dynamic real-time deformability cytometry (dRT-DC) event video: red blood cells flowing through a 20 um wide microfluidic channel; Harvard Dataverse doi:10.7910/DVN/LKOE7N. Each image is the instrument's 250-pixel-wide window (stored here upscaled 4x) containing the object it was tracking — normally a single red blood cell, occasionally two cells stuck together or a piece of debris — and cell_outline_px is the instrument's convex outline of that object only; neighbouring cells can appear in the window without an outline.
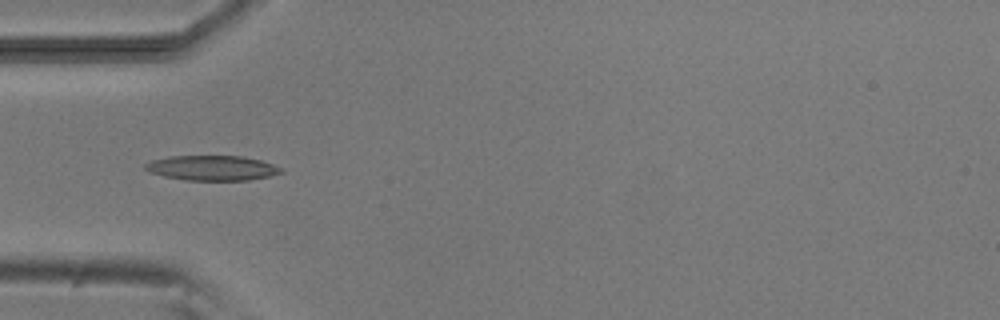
{"species": "common noctule bat (a hibernating species)", "species_latin": "Nyctalus noctula", "temperature_condition": "room temperature", "stored_images_in_passage": 8, "camera_frame_rate_fps": 3000, "um_per_image_px": 0.085, "animal": {"sex": "male", "body_mass_g": 20.5, "forearm_length_mm": 52.5}, "frame": {"image": 1, "passage_image": 6, "time_ms": 4.333, "image_size_px": [1000, 320], "cell_outline_px": [[284, 172], [268, 176], [248, 180], [184, 180], [164, 176], [148, 172], [144, 168], [144, 164], [152, 160], [168, 156], [240, 156], [260, 160], [284, 168]], "centroid_in_image_um": [18.01, 14.27], "position_along_channel_um": 67.0, "area_um2": 19.77}}
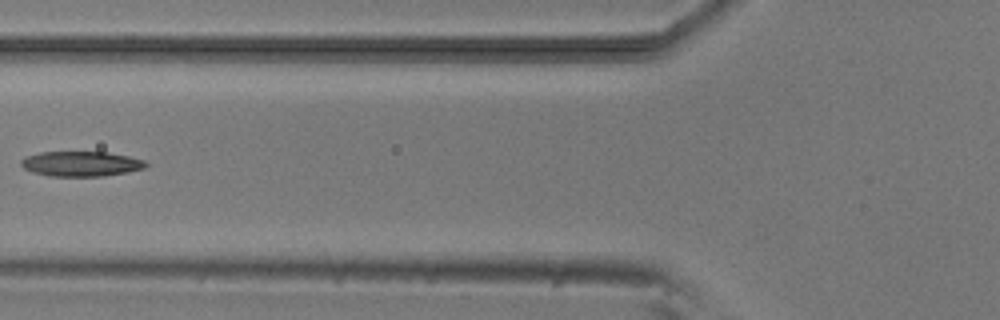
{"frame": {"image": 2, "passage_image": 7, "time_ms": 5.667, "image_size_px": [1000, 320], "cell_outline_px": [[148, 164], [144, 168], [128, 172], [104, 176], [48, 176], [32, 172], [24, 168], [20, 164], [20, 160], [24, 156], [40, 152], [108, 152], [128, 156], [144, 160]], "centroid_in_image_um": [6.86, 13.92], "position_along_channel_um": 118.9, "area_um2": 18.32}}
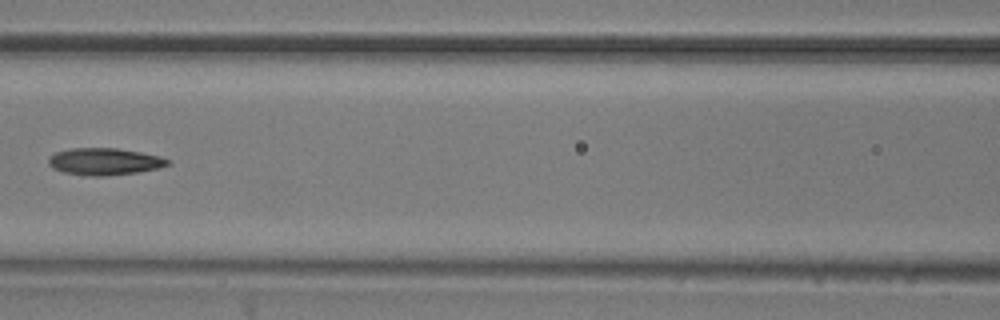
{"frame": {"image": 3, "passage_image": 8, "time_ms": 6.667, "image_size_px": [1000, 320], "cell_outline_px": [[172, 164], [160, 168], [136, 172], [100, 176], [92, 176], [64, 172], [52, 168], [48, 164], [48, 156], [56, 152], [72, 148], [116, 148], [140, 152], [160, 156], [172, 160]], "centroid_in_image_um": [8.91, 13.72], "position_along_channel_um": 157.7, "area_um2": 18.79}}